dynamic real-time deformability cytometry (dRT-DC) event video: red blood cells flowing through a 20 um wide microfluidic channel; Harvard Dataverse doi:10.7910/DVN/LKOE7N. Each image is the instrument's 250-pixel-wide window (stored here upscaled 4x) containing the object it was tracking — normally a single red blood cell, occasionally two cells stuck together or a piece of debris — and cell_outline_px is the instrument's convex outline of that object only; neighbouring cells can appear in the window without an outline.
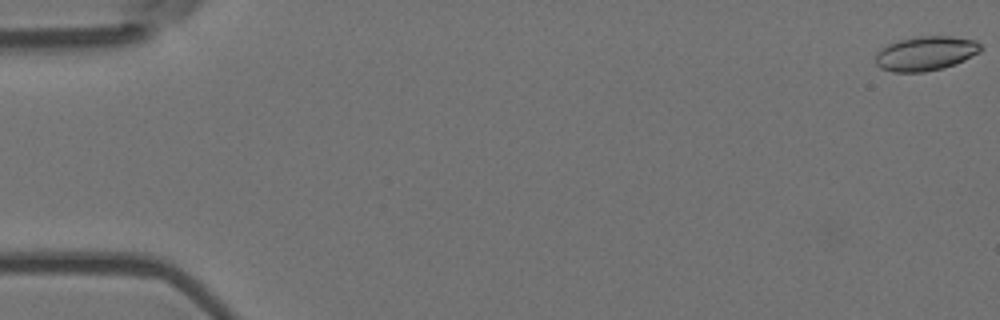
{"species": "Egyptian fruit bat (a non-hibernating species)", "species_latin": "Rousettus aegyptiacus", "temperature_condition": "room temperature", "stored_images_in_passage": 5, "camera_frame_rate_fps": 3000, "um_per_image_px": 0.085, "animal": {"sex": "female"}, "frame": {"image": 1, "passage_image": 1, "time_ms": 0.0, "image_size_px": [1000, 320], "cell_outline_px": [[980, 52], [956, 64], [944, 68], [924, 72], [892, 72], [880, 68], [876, 64], [876, 52], [888, 44], [900, 40], [920, 36], [952, 36], [976, 40], [980, 44]], "centroid_in_image_um": [78.68, 4.55], "position_along_channel_um": 6.3, "area_um2": 21.1}}
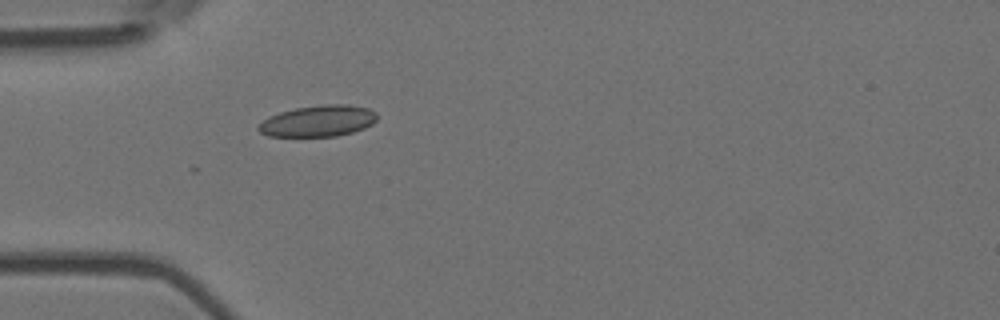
{"frame": {"image": 2, "passage_image": 5, "time_ms": 1.333, "image_size_px": [1000, 320], "cell_outline_px": [[376, 120], [372, 124], [364, 128], [352, 132], [336, 136], [268, 136], [260, 132], [256, 128], [268, 116], [280, 112], [296, 108], [324, 104], [348, 104], [368, 108], [376, 112]], "centroid_in_image_um": [27.05, 10.28], "position_along_channel_um": 58.0, "area_um2": 21.56}}